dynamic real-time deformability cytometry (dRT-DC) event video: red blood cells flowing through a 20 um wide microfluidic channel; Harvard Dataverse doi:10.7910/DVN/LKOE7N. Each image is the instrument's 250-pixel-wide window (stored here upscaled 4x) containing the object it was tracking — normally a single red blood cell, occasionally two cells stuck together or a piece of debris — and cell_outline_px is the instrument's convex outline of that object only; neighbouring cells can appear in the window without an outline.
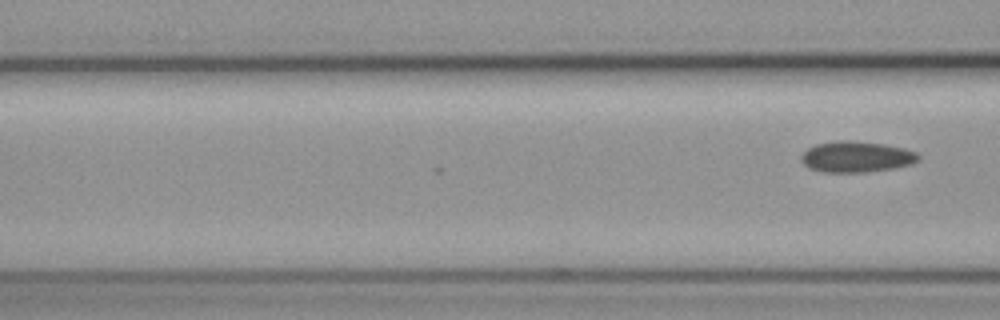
{"species": "common noctule bat (a hibernating species)", "species_latin": "Nyctalus noctula", "temperature_condition": "cold", "stored_images_in_passage": 3, "camera_frame_rate_fps": 3000, "um_per_image_px": 0.085, "animal": {"sex": "female", "body_mass_g": 19.3, "forearm_length_mm": 54.1}, "frame": {"image": 1, "passage_image": 3, "time_ms": 0.667, "image_size_px": [1000, 320], "cell_outline_px": [[920, 160], [912, 164], [892, 168], [864, 172], [824, 172], [808, 168], [800, 160], [800, 156], [808, 148], [816, 144], [840, 140], [848, 140], [884, 144], [904, 148], [916, 152], [920, 156]], "centroid_in_image_um": [72.79, 13.32], "position_along_channel_um": 93.8, "area_um2": 21.15}}